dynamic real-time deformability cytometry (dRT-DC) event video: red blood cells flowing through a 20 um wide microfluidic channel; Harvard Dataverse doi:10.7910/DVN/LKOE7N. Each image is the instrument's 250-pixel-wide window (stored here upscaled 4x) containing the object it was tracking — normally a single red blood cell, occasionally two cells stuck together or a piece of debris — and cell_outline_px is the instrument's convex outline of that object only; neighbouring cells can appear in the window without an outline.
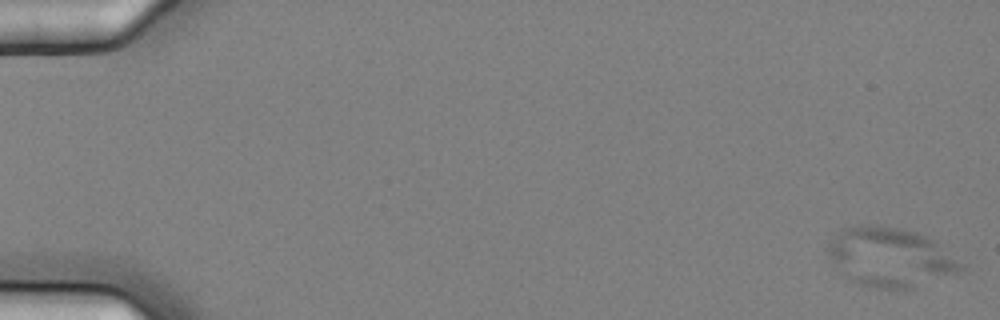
{"species": "common noctule bat (a hibernating species)", "species_latin": "Nyctalus noctula", "temperature_condition": "cold", "stored_images_in_passage": 6, "camera_frame_rate_fps": 3000, "um_per_image_px": 0.085, "animal": {"sex": "female", "body_mass_g": 25.1}, "frame": {"image": 1, "passage_image": 2, "time_ms": 0.333, "image_size_px": [1000, 320], "cell_outline_px": [[968, 268], [964, 272], [912, 288], [876, 288], [860, 284], [844, 276], [832, 264], [828, 256], [828, 244], [844, 228], [868, 224], [876, 224], [916, 232], [928, 236], [936, 240], [964, 264]], "centroid_in_image_um": [75.74, 21.87], "position_along_channel_um": 9.3, "area_um2": 46.24}}
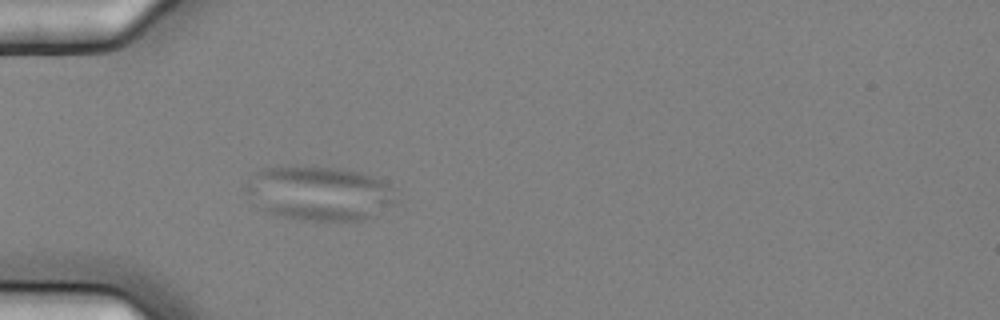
{"frame": {"image": 2, "passage_image": 6, "time_ms": 1.667, "image_size_px": [1000, 320], "cell_outline_px": [[396, 204], [376, 216], [364, 220], [304, 220], [268, 212], [260, 208], [240, 188], [260, 168], [340, 168], [360, 172], [372, 176], [380, 180], [392, 188]], "centroid_in_image_um": [27.14, 16.45], "position_along_channel_um": 57.9, "area_um2": 47.16}}